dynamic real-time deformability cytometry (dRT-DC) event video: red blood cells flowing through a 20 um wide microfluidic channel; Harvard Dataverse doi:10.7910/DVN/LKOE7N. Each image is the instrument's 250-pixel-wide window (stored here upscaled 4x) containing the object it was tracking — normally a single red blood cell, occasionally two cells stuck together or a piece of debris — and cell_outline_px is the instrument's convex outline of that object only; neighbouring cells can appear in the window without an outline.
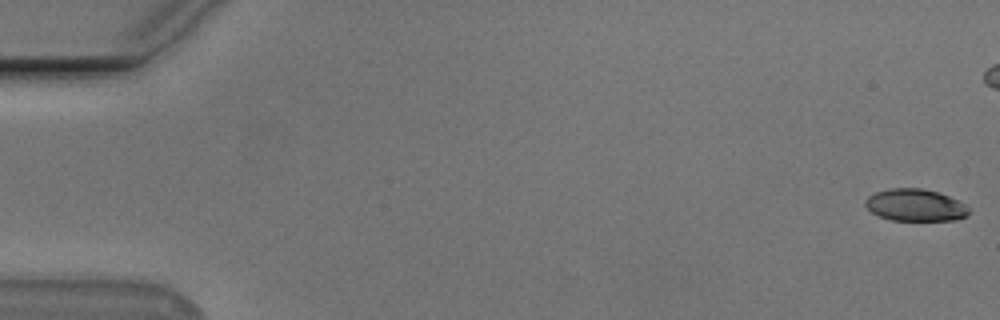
{"species": "Egyptian fruit bat (a non-hibernating species)", "species_latin": "Rousettus aegyptiacus", "temperature_condition": "cold", "stored_images_in_passage": 47, "camera_frame_rate_fps": 3000, "um_per_image_px": 0.085, "animal": {"sex": "male"}, "frame": {"image": 1, "passage_image": 1, "time_ms": 0.0, "image_size_px": [1000, 320], "cell_outline_px": [[968, 216], [956, 220], [892, 220], [880, 216], [872, 212], [864, 204], [864, 200], [868, 196], [876, 192], [888, 188], [920, 188], [936, 192], [948, 196], [964, 204], [968, 208]], "centroid_in_image_um": [77.78, 17.43], "position_along_channel_um": 7.2, "area_um2": 19.19}}
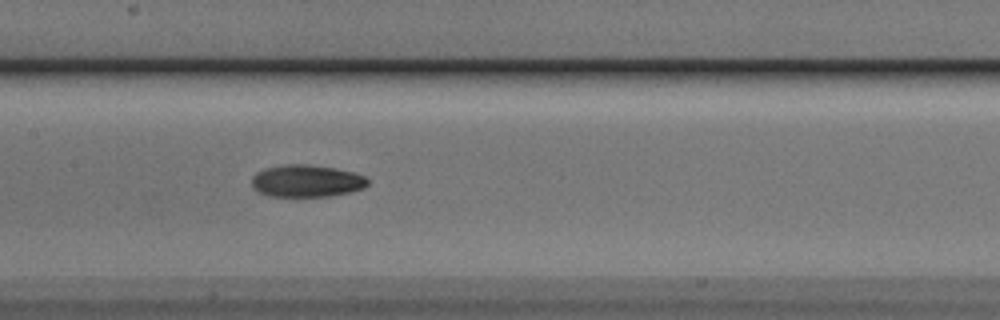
{"frame": {"image": 2, "passage_image": 27, "time_ms": 8.667, "image_size_px": [1000, 320], "cell_outline_px": [[368, 184], [364, 188], [348, 192], [328, 196], [268, 196], [252, 188], [252, 176], [256, 172], [264, 168], [284, 164], [308, 164], [336, 168], [352, 172], [364, 176], [368, 180]], "centroid_in_image_um": [26.02, 15.37], "position_along_channel_um": 181.4, "area_um2": 21.79}}
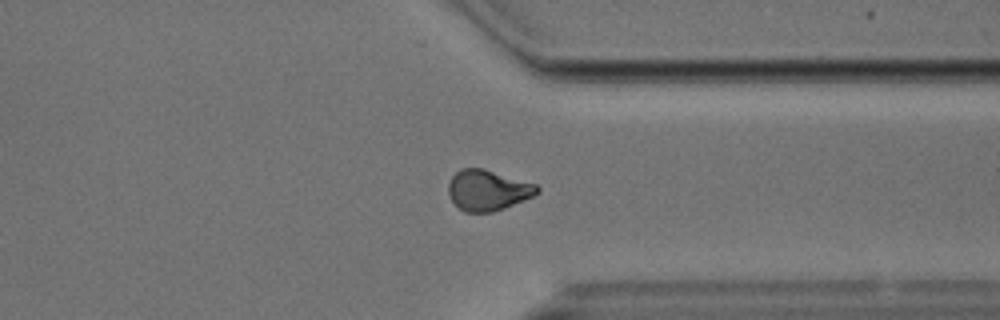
{"frame": {"image": 3, "passage_image": 42, "time_ms": 13.667, "image_size_px": [1000, 320], "cell_outline_px": [[540, 192], [532, 196], [504, 208], [492, 212], [464, 212], [448, 196], [448, 184], [452, 176], [460, 168], [484, 168], [536, 184], [540, 188]], "centroid_in_image_um": [41.45, 16.15], "position_along_channel_um": 370.0, "area_um2": 20.98}}